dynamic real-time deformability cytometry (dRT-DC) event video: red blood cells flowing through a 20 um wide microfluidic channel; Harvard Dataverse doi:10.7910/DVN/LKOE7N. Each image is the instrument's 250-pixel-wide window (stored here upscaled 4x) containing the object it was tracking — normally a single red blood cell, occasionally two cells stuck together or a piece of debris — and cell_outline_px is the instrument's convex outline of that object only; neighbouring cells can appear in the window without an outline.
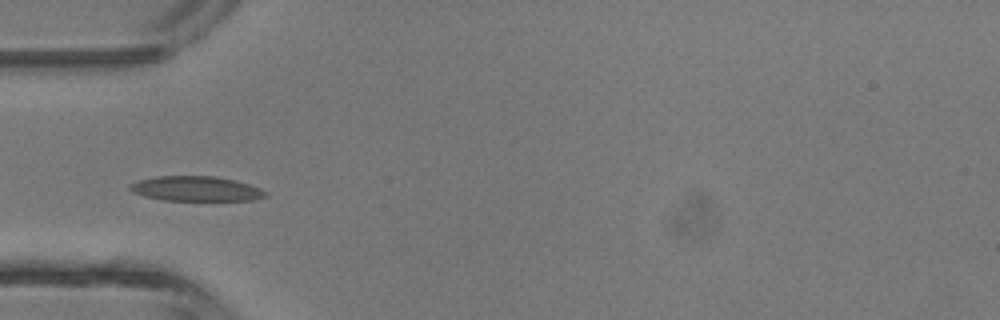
{"species": "common noctule bat (a hibernating species)", "species_latin": "Nyctalus noctula", "temperature_condition": "room temperature", "stored_images_in_passage": 3, "camera_frame_rate_fps": 3000, "um_per_image_px": 0.085, "animal": {"sex": "male", "body_mass_g": 13.3}, "frame": {"image": 1, "passage_image": 3, "time_ms": 2.333, "image_size_px": [1000, 320], "cell_outline_px": [[268, 196], [252, 200], [164, 200], [144, 196], [132, 192], [128, 188], [132, 184], [140, 180], [156, 176], [216, 176], [248, 184], [260, 188], [268, 192]], "centroid_in_image_um": [16.68, 16.04], "position_along_channel_um": 68.3, "area_um2": 19.48}}